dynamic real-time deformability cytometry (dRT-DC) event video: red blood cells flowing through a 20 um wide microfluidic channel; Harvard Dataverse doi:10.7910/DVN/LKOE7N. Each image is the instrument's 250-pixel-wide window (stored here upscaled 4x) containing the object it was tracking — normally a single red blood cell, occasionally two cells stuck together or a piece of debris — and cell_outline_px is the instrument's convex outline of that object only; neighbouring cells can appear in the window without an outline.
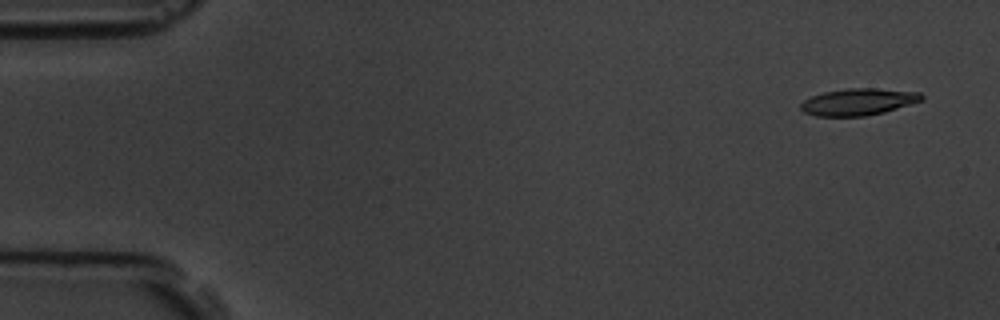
{"species": "common noctule bat (a hibernating species)", "species_latin": "Nyctalus noctula", "temperature_condition": "room temperature", "stored_images_in_passage": 4, "camera_frame_rate_fps": 3000, "um_per_image_px": 0.085, "animal": {"sex": "male", "body_mass_g": 19.5, "forearm_length_mm": 54.6}, "frame": {"image": 1, "passage_image": 1, "time_ms": 0.0, "image_size_px": [1000, 320], "cell_outline_px": [[924, 100], [884, 112], [864, 116], [816, 116], [804, 112], [800, 108], [800, 104], [804, 100], [812, 96], [824, 92], [848, 88], [876, 88], [920, 92], [924, 96]], "centroid_in_image_um": [72.97, 8.65], "position_along_channel_um": 12.0, "area_um2": 18.9}}